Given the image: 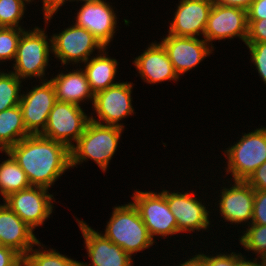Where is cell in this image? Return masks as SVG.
Returning <instances> with one entry per match:
<instances>
[{
  "label": "cell",
  "instance_id": "40",
  "mask_svg": "<svg viewBox=\"0 0 266 266\" xmlns=\"http://www.w3.org/2000/svg\"><path fill=\"white\" fill-rule=\"evenodd\" d=\"M241 252L237 253V260L233 266H261L259 258H246ZM252 260V261H251Z\"/></svg>",
  "mask_w": 266,
  "mask_h": 266
},
{
  "label": "cell",
  "instance_id": "11",
  "mask_svg": "<svg viewBox=\"0 0 266 266\" xmlns=\"http://www.w3.org/2000/svg\"><path fill=\"white\" fill-rule=\"evenodd\" d=\"M55 200L48 188L31 186L9 194L3 202L35 231L52 215Z\"/></svg>",
  "mask_w": 266,
  "mask_h": 266
},
{
  "label": "cell",
  "instance_id": "16",
  "mask_svg": "<svg viewBox=\"0 0 266 266\" xmlns=\"http://www.w3.org/2000/svg\"><path fill=\"white\" fill-rule=\"evenodd\" d=\"M84 238V245L89 257L81 266H133L132 259L120 246L106 238L102 232L95 231L84 220L76 218ZM91 262V263H90Z\"/></svg>",
  "mask_w": 266,
  "mask_h": 266
},
{
  "label": "cell",
  "instance_id": "17",
  "mask_svg": "<svg viewBox=\"0 0 266 266\" xmlns=\"http://www.w3.org/2000/svg\"><path fill=\"white\" fill-rule=\"evenodd\" d=\"M160 43L165 48L169 60L173 64L179 77L197 67L215 50L204 39L193 37H179L167 34Z\"/></svg>",
  "mask_w": 266,
  "mask_h": 266
},
{
  "label": "cell",
  "instance_id": "43",
  "mask_svg": "<svg viewBox=\"0 0 266 266\" xmlns=\"http://www.w3.org/2000/svg\"><path fill=\"white\" fill-rule=\"evenodd\" d=\"M19 266H27L24 262H22Z\"/></svg>",
  "mask_w": 266,
  "mask_h": 266
},
{
  "label": "cell",
  "instance_id": "31",
  "mask_svg": "<svg viewBox=\"0 0 266 266\" xmlns=\"http://www.w3.org/2000/svg\"><path fill=\"white\" fill-rule=\"evenodd\" d=\"M251 224L266 225V191L255 190Z\"/></svg>",
  "mask_w": 266,
  "mask_h": 266
},
{
  "label": "cell",
  "instance_id": "9",
  "mask_svg": "<svg viewBox=\"0 0 266 266\" xmlns=\"http://www.w3.org/2000/svg\"><path fill=\"white\" fill-rule=\"evenodd\" d=\"M133 87L132 82H120L119 80L118 84L96 93L92 104L96 116L93 117L90 113V120L124 129L125 125L120 121L136 113L132 105Z\"/></svg>",
  "mask_w": 266,
  "mask_h": 266
},
{
  "label": "cell",
  "instance_id": "19",
  "mask_svg": "<svg viewBox=\"0 0 266 266\" xmlns=\"http://www.w3.org/2000/svg\"><path fill=\"white\" fill-rule=\"evenodd\" d=\"M133 59L132 64H134L139 76L146 84H160L172 80L177 82L180 79L160 42L149 43L148 47Z\"/></svg>",
  "mask_w": 266,
  "mask_h": 266
},
{
  "label": "cell",
  "instance_id": "30",
  "mask_svg": "<svg viewBox=\"0 0 266 266\" xmlns=\"http://www.w3.org/2000/svg\"><path fill=\"white\" fill-rule=\"evenodd\" d=\"M250 61L256 67L261 80L266 85V42H246Z\"/></svg>",
  "mask_w": 266,
  "mask_h": 266
},
{
  "label": "cell",
  "instance_id": "37",
  "mask_svg": "<svg viewBox=\"0 0 266 266\" xmlns=\"http://www.w3.org/2000/svg\"><path fill=\"white\" fill-rule=\"evenodd\" d=\"M248 20L266 19V0H254L247 10Z\"/></svg>",
  "mask_w": 266,
  "mask_h": 266
},
{
  "label": "cell",
  "instance_id": "41",
  "mask_svg": "<svg viewBox=\"0 0 266 266\" xmlns=\"http://www.w3.org/2000/svg\"><path fill=\"white\" fill-rule=\"evenodd\" d=\"M261 266H266V254L261 256L260 258Z\"/></svg>",
  "mask_w": 266,
  "mask_h": 266
},
{
  "label": "cell",
  "instance_id": "24",
  "mask_svg": "<svg viewBox=\"0 0 266 266\" xmlns=\"http://www.w3.org/2000/svg\"><path fill=\"white\" fill-rule=\"evenodd\" d=\"M1 153L6 155V160L0 163V195L4 199L11 193L31 187V184L26 173L13 157L7 151H1Z\"/></svg>",
  "mask_w": 266,
  "mask_h": 266
},
{
  "label": "cell",
  "instance_id": "2",
  "mask_svg": "<svg viewBox=\"0 0 266 266\" xmlns=\"http://www.w3.org/2000/svg\"><path fill=\"white\" fill-rule=\"evenodd\" d=\"M124 129L117 126L102 125L92 120L87 124L84 133L70 148V165L74 168L84 162L93 160L106 173L107 168L117 151L119 140Z\"/></svg>",
  "mask_w": 266,
  "mask_h": 266
},
{
  "label": "cell",
  "instance_id": "36",
  "mask_svg": "<svg viewBox=\"0 0 266 266\" xmlns=\"http://www.w3.org/2000/svg\"><path fill=\"white\" fill-rule=\"evenodd\" d=\"M246 182L254 190L266 191V161L249 176Z\"/></svg>",
  "mask_w": 266,
  "mask_h": 266
},
{
  "label": "cell",
  "instance_id": "5",
  "mask_svg": "<svg viewBox=\"0 0 266 266\" xmlns=\"http://www.w3.org/2000/svg\"><path fill=\"white\" fill-rule=\"evenodd\" d=\"M239 140L222 150L227 159L225 175L246 181L266 161V126L242 133Z\"/></svg>",
  "mask_w": 266,
  "mask_h": 266
},
{
  "label": "cell",
  "instance_id": "10",
  "mask_svg": "<svg viewBox=\"0 0 266 266\" xmlns=\"http://www.w3.org/2000/svg\"><path fill=\"white\" fill-rule=\"evenodd\" d=\"M175 191L171 192L170 190L162 189L161 192L165 195L169 209L175 216L178 232L180 234H188L200 232L202 229L208 232L213 224L211 225L212 219H210L209 214L212 212L208 210V206L205 205L206 202L204 200L202 202L198 194L193 191Z\"/></svg>",
  "mask_w": 266,
  "mask_h": 266
},
{
  "label": "cell",
  "instance_id": "12",
  "mask_svg": "<svg viewBox=\"0 0 266 266\" xmlns=\"http://www.w3.org/2000/svg\"><path fill=\"white\" fill-rule=\"evenodd\" d=\"M230 181L227 187L225 182L222 183L224 186L220 188V193L217 195L220 198L217 203H214L218 209L215 208L213 211L219 210V215L225 220L224 222H229L231 225L234 223V226L242 224L243 229L244 226L252 223L255 190L244 180Z\"/></svg>",
  "mask_w": 266,
  "mask_h": 266
},
{
  "label": "cell",
  "instance_id": "42",
  "mask_svg": "<svg viewBox=\"0 0 266 266\" xmlns=\"http://www.w3.org/2000/svg\"><path fill=\"white\" fill-rule=\"evenodd\" d=\"M75 1L78 3L79 1H89V0H69L68 2H73L74 3Z\"/></svg>",
  "mask_w": 266,
  "mask_h": 266
},
{
  "label": "cell",
  "instance_id": "39",
  "mask_svg": "<svg viewBox=\"0 0 266 266\" xmlns=\"http://www.w3.org/2000/svg\"><path fill=\"white\" fill-rule=\"evenodd\" d=\"M254 0H212L213 4L222 6L239 7L248 10Z\"/></svg>",
  "mask_w": 266,
  "mask_h": 266
},
{
  "label": "cell",
  "instance_id": "27",
  "mask_svg": "<svg viewBox=\"0 0 266 266\" xmlns=\"http://www.w3.org/2000/svg\"><path fill=\"white\" fill-rule=\"evenodd\" d=\"M33 0H0V26L7 28H24L21 20L27 6Z\"/></svg>",
  "mask_w": 266,
  "mask_h": 266
},
{
  "label": "cell",
  "instance_id": "34",
  "mask_svg": "<svg viewBox=\"0 0 266 266\" xmlns=\"http://www.w3.org/2000/svg\"><path fill=\"white\" fill-rule=\"evenodd\" d=\"M69 0H42L43 3L41 7L43 12L44 25L47 27L53 16L57 14L60 8L65 5ZM34 2V0H33ZM48 23V24H47Z\"/></svg>",
  "mask_w": 266,
  "mask_h": 266
},
{
  "label": "cell",
  "instance_id": "18",
  "mask_svg": "<svg viewBox=\"0 0 266 266\" xmlns=\"http://www.w3.org/2000/svg\"><path fill=\"white\" fill-rule=\"evenodd\" d=\"M212 6V0H179L168 34L203 38Z\"/></svg>",
  "mask_w": 266,
  "mask_h": 266
},
{
  "label": "cell",
  "instance_id": "22",
  "mask_svg": "<svg viewBox=\"0 0 266 266\" xmlns=\"http://www.w3.org/2000/svg\"><path fill=\"white\" fill-rule=\"evenodd\" d=\"M106 49L105 47L99 54H95L83 64L82 70L94 95L119 83L114 80L117 77L119 62L107 55Z\"/></svg>",
  "mask_w": 266,
  "mask_h": 266
},
{
  "label": "cell",
  "instance_id": "15",
  "mask_svg": "<svg viewBox=\"0 0 266 266\" xmlns=\"http://www.w3.org/2000/svg\"><path fill=\"white\" fill-rule=\"evenodd\" d=\"M39 83L26 90V93L22 90L19 103L25 128L30 134H40L45 129L48 115L57 101L51 81Z\"/></svg>",
  "mask_w": 266,
  "mask_h": 266
},
{
  "label": "cell",
  "instance_id": "38",
  "mask_svg": "<svg viewBox=\"0 0 266 266\" xmlns=\"http://www.w3.org/2000/svg\"><path fill=\"white\" fill-rule=\"evenodd\" d=\"M180 262L181 263H179V265L176 264L175 266H207V259L205 257L204 251L203 253L202 251L195 253V255L190 256V258L188 256L187 260L185 258V261L182 262L180 260Z\"/></svg>",
  "mask_w": 266,
  "mask_h": 266
},
{
  "label": "cell",
  "instance_id": "1",
  "mask_svg": "<svg viewBox=\"0 0 266 266\" xmlns=\"http://www.w3.org/2000/svg\"><path fill=\"white\" fill-rule=\"evenodd\" d=\"M6 151L24 170L31 186L50 189L71 168L70 149L41 134H30Z\"/></svg>",
  "mask_w": 266,
  "mask_h": 266
},
{
  "label": "cell",
  "instance_id": "29",
  "mask_svg": "<svg viewBox=\"0 0 266 266\" xmlns=\"http://www.w3.org/2000/svg\"><path fill=\"white\" fill-rule=\"evenodd\" d=\"M25 28H0V63L15 60L18 43Z\"/></svg>",
  "mask_w": 266,
  "mask_h": 266
},
{
  "label": "cell",
  "instance_id": "23",
  "mask_svg": "<svg viewBox=\"0 0 266 266\" xmlns=\"http://www.w3.org/2000/svg\"><path fill=\"white\" fill-rule=\"evenodd\" d=\"M29 135L19 105L0 112V151H6Z\"/></svg>",
  "mask_w": 266,
  "mask_h": 266
},
{
  "label": "cell",
  "instance_id": "25",
  "mask_svg": "<svg viewBox=\"0 0 266 266\" xmlns=\"http://www.w3.org/2000/svg\"><path fill=\"white\" fill-rule=\"evenodd\" d=\"M36 246L38 247L37 249L33 247L23 257V262L27 266H81V261L61 254L58 250L56 251L51 247L48 249L40 241Z\"/></svg>",
  "mask_w": 266,
  "mask_h": 266
},
{
  "label": "cell",
  "instance_id": "6",
  "mask_svg": "<svg viewBox=\"0 0 266 266\" xmlns=\"http://www.w3.org/2000/svg\"><path fill=\"white\" fill-rule=\"evenodd\" d=\"M58 33H52L49 37L52 55L61 62L62 67L83 64L94 55L95 50L99 53L105 48L92 33L75 23Z\"/></svg>",
  "mask_w": 266,
  "mask_h": 266
},
{
  "label": "cell",
  "instance_id": "7",
  "mask_svg": "<svg viewBox=\"0 0 266 266\" xmlns=\"http://www.w3.org/2000/svg\"><path fill=\"white\" fill-rule=\"evenodd\" d=\"M132 203L138 209V212L147 227L148 233L155 242L154 237L171 238L180 234L177 229L175 216L169 209L165 195L155 191L134 190L132 194Z\"/></svg>",
  "mask_w": 266,
  "mask_h": 266
},
{
  "label": "cell",
  "instance_id": "32",
  "mask_svg": "<svg viewBox=\"0 0 266 266\" xmlns=\"http://www.w3.org/2000/svg\"><path fill=\"white\" fill-rule=\"evenodd\" d=\"M246 42H266V19L248 20Z\"/></svg>",
  "mask_w": 266,
  "mask_h": 266
},
{
  "label": "cell",
  "instance_id": "13",
  "mask_svg": "<svg viewBox=\"0 0 266 266\" xmlns=\"http://www.w3.org/2000/svg\"><path fill=\"white\" fill-rule=\"evenodd\" d=\"M83 3L76 10L75 24L92 33L106 48L111 45L117 33L118 15L114 7L106 0L80 1Z\"/></svg>",
  "mask_w": 266,
  "mask_h": 266
},
{
  "label": "cell",
  "instance_id": "33",
  "mask_svg": "<svg viewBox=\"0 0 266 266\" xmlns=\"http://www.w3.org/2000/svg\"><path fill=\"white\" fill-rule=\"evenodd\" d=\"M207 253L208 252L206 251L205 257L207 259V266H233L237 260L236 252H230L229 254L228 252L220 253L216 251L217 254L214 253L210 255Z\"/></svg>",
  "mask_w": 266,
  "mask_h": 266
},
{
  "label": "cell",
  "instance_id": "21",
  "mask_svg": "<svg viewBox=\"0 0 266 266\" xmlns=\"http://www.w3.org/2000/svg\"><path fill=\"white\" fill-rule=\"evenodd\" d=\"M80 68H73L71 71H58L59 73L50 77V81L55 88L56 99L59 101L73 103L81 106L82 102H94V93L92 92L88 79L84 71ZM85 101V102H84Z\"/></svg>",
  "mask_w": 266,
  "mask_h": 266
},
{
  "label": "cell",
  "instance_id": "26",
  "mask_svg": "<svg viewBox=\"0 0 266 266\" xmlns=\"http://www.w3.org/2000/svg\"><path fill=\"white\" fill-rule=\"evenodd\" d=\"M0 70V112L19 105L21 99L22 80L10 70Z\"/></svg>",
  "mask_w": 266,
  "mask_h": 266
},
{
  "label": "cell",
  "instance_id": "4",
  "mask_svg": "<svg viewBox=\"0 0 266 266\" xmlns=\"http://www.w3.org/2000/svg\"><path fill=\"white\" fill-rule=\"evenodd\" d=\"M45 30L46 27L41 29L35 26L31 30L30 28L26 29L21 35L11 72L23 82L33 78H37L39 81L48 80L45 76L47 75V66H50L52 42Z\"/></svg>",
  "mask_w": 266,
  "mask_h": 266
},
{
  "label": "cell",
  "instance_id": "20",
  "mask_svg": "<svg viewBox=\"0 0 266 266\" xmlns=\"http://www.w3.org/2000/svg\"><path fill=\"white\" fill-rule=\"evenodd\" d=\"M38 242L34 230L5 203H0V245L24 257Z\"/></svg>",
  "mask_w": 266,
  "mask_h": 266
},
{
  "label": "cell",
  "instance_id": "3",
  "mask_svg": "<svg viewBox=\"0 0 266 266\" xmlns=\"http://www.w3.org/2000/svg\"><path fill=\"white\" fill-rule=\"evenodd\" d=\"M102 234L120 246L131 258L137 252L151 248L154 243L150 237L138 209L132 202L112 208Z\"/></svg>",
  "mask_w": 266,
  "mask_h": 266
},
{
  "label": "cell",
  "instance_id": "14",
  "mask_svg": "<svg viewBox=\"0 0 266 266\" xmlns=\"http://www.w3.org/2000/svg\"><path fill=\"white\" fill-rule=\"evenodd\" d=\"M248 35L247 10L213 4L210 11L204 39L214 48L213 41L239 38L246 44Z\"/></svg>",
  "mask_w": 266,
  "mask_h": 266
},
{
  "label": "cell",
  "instance_id": "28",
  "mask_svg": "<svg viewBox=\"0 0 266 266\" xmlns=\"http://www.w3.org/2000/svg\"><path fill=\"white\" fill-rule=\"evenodd\" d=\"M238 240L245 251L255 254L257 258L266 254V225L250 224Z\"/></svg>",
  "mask_w": 266,
  "mask_h": 266
},
{
  "label": "cell",
  "instance_id": "8",
  "mask_svg": "<svg viewBox=\"0 0 266 266\" xmlns=\"http://www.w3.org/2000/svg\"><path fill=\"white\" fill-rule=\"evenodd\" d=\"M82 106L57 100L51 109L42 136L66 145L69 149L84 133L90 116Z\"/></svg>",
  "mask_w": 266,
  "mask_h": 266
},
{
  "label": "cell",
  "instance_id": "35",
  "mask_svg": "<svg viewBox=\"0 0 266 266\" xmlns=\"http://www.w3.org/2000/svg\"><path fill=\"white\" fill-rule=\"evenodd\" d=\"M23 257L14 249L0 245V266H19Z\"/></svg>",
  "mask_w": 266,
  "mask_h": 266
}]
</instances>
